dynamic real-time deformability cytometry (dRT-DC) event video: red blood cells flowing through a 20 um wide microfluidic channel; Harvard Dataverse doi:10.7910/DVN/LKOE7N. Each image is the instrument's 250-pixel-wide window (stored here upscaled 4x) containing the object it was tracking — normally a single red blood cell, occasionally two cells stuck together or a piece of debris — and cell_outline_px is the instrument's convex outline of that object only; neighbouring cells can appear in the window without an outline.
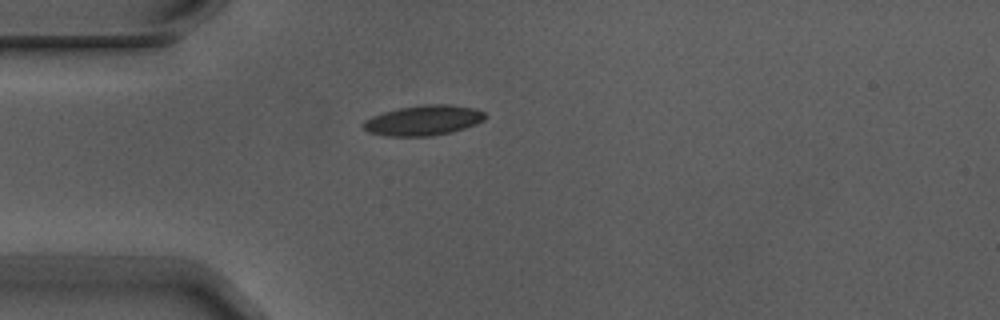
{"species": "Egyptian fruit bat (a non-hibernating species)", "species_latin": "Rousettus aegyptiacus", "temperature_condition": "warm", "stored_images_in_passage": 1, "camera_frame_rate_fps": 3000, "um_per_image_px": 0.085, "animal": {"sex": "male"}, "frame": {"image": 1, "passage_image": 1, "time_ms": 0.0, "image_size_px": [1000, 320], "cell_outline_px": [[488, 116], [484, 120], [476, 124], [452, 132], [432, 136], [388, 136], [368, 132], [360, 124], [364, 120], [372, 116], [384, 112], [400, 108], [428, 104], [448, 104], [472, 108], [484, 112]], "centroid_in_image_um": [35.99, 10.24], "position_along_channel_um": 49.0, "area_um2": 21.39}}